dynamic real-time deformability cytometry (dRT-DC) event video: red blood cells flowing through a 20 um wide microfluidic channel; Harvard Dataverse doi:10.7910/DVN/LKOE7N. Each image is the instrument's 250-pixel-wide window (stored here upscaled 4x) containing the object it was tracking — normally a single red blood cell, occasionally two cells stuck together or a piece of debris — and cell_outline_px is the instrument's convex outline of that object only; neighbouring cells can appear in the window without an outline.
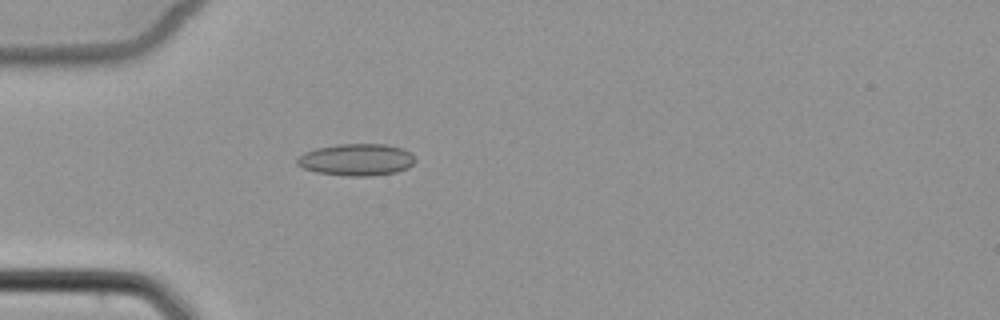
{"species": "common noctule bat (a hibernating species)", "species_latin": "Nyctalus noctula", "temperature_condition": "cold", "stored_images_in_passage": 1, "camera_frame_rate_fps": 3000, "um_per_image_px": 0.085, "animal": {"sex": "female", "body_mass_g": 22.7, "forearm_length_mm": 54.2}, "frame": {"image": 1, "passage_image": 1, "time_ms": 0.0, "image_size_px": [1000, 320], "cell_outline_px": [[416, 160], [408, 168], [396, 172], [368, 176], [348, 176], [316, 172], [304, 168], [296, 164], [296, 160], [304, 152], [316, 148], [336, 144], [384, 144], [400, 148], [412, 152]], "centroid_in_image_um": [30.31, 13.57], "position_along_channel_um": 54.7, "area_um2": 21.96}}